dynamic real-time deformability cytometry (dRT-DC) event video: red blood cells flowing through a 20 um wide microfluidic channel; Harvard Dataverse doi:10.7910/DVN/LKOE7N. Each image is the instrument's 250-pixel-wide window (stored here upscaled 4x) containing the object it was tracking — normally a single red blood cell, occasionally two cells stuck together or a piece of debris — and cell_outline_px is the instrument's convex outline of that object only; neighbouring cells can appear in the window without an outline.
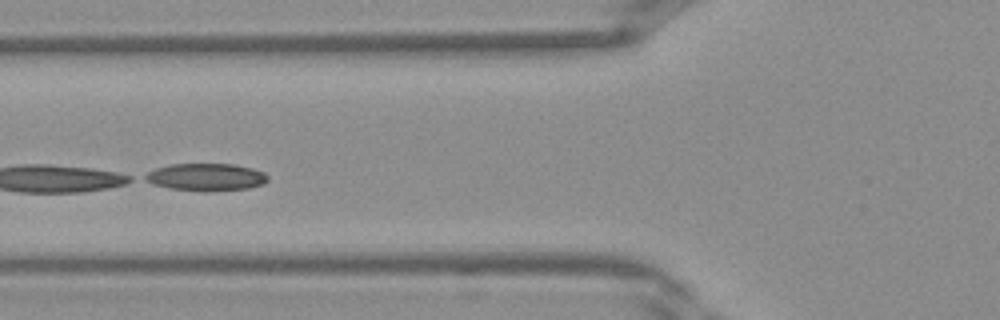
{"species": "Egyptian fruit bat (a non-hibernating species)", "species_latin": "Rousettus aegyptiacus", "temperature_condition": "warm", "stored_images_in_passage": 17, "segment_of_instrument_passage": [2, 2], "camera_frame_rate_fps": 3000, "um_per_image_px": 0.085, "frame": {"image": 1, "passage_image": 13, "time_ms": 4.0, "image_size_px": [1000, 320], "cell_outline_px": [[268, 180], [264, 184], [248, 188], [208, 192], [204, 192], [168, 188], [152, 184], [144, 180], [140, 176], [156, 168], [172, 164], [236, 164], [252, 168], [264, 172], [268, 176]], "centroid_in_image_um": [17.49, 15.06], "position_along_channel_um": 108.3, "area_um2": 19.94}}